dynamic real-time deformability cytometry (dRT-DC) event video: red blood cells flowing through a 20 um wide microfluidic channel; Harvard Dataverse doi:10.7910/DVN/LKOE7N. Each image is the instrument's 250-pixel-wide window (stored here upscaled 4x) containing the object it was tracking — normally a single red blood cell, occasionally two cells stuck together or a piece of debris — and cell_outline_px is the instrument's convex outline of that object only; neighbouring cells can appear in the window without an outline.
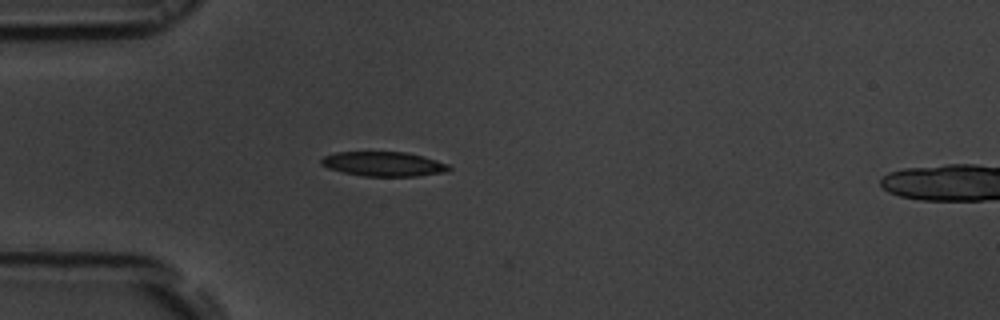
{"species": "common noctule bat (a hibernating species)", "species_latin": "Nyctalus noctula", "temperature_condition": "room temperature", "stored_images_in_passage": 40, "camera_frame_rate_fps": 3000, "um_per_image_px": 0.085, "animal": {"sex": "male", "body_mass_g": 19.5, "forearm_length_mm": 54.6}, "frame": {"image": 1, "passage_image": 1, "time_ms": 0.0, "image_size_px": [1000, 320], "cell_outline_px": [[452, 168], [448, 172], [416, 176], [364, 176], [344, 172], [328, 168], [320, 164], [320, 160], [324, 156], [336, 152], [408, 152], [436, 160], [448, 164]], "centroid_in_image_um": [32.62, 13.94], "position_along_channel_um": 52.4, "area_um2": 18.26}}
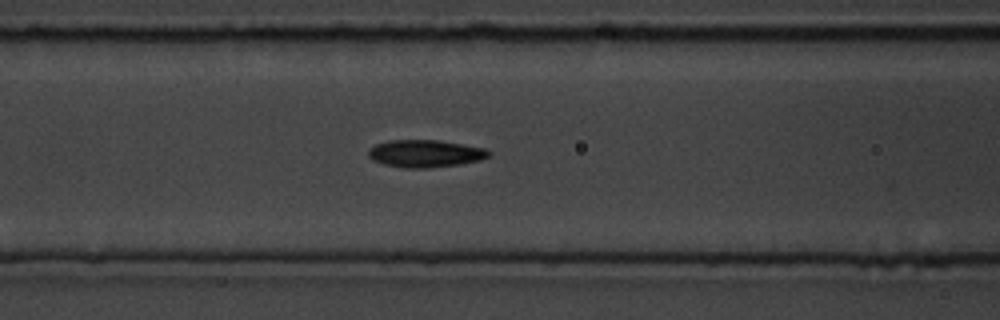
{"frame": {"image": 2, "passage_image": 8, "time_ms": 2.333, "image_size_px": [1000, 320], "cell_outline_px": [[492, 152], [488, 156], [480, 160], [456, 164], [428, 168], [404, 168], [384, 164], [372, 160], [368, 156], [368, 152], [376, 144], [388, 140], [440, 140], [484, 148]], "centroid_in_image_um": [36.13, 13.05], "position_along_channel_um": 130.5, "area_um2": 19.07}}
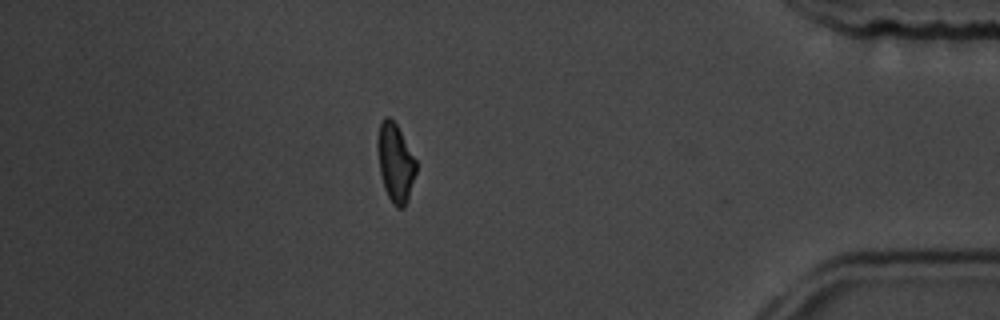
{"frame": {"image": 3, "passage_image": 33, "time_ms": 10.667, "image_size_px": [1000, 320], "cell_outline_px": [[416, 172], [408, 200], [404, 208], [396, 208], [392, 204], [384, 188], [380, 172], [376, 148], [376, 140], [380, 124], [384, 116], [388, 116], [396, 124], [416, 160]], "centroid_in_image_um": [33.59, 13.85], "position_along_channel_um": 401.6, "area_um2": 17.69}, "authors_computed_cell_mechanics": {"area_um2": 18.7272, "velocity_mm_per_s": 3.7403, "shape_relaxation_time_tau1_ms": 4.4537, "shape_relaxation_time_tau2_ms": 2.0442, "deformation_change_tau1": 0.14, "deformation_change_tau2": 0.0835}}